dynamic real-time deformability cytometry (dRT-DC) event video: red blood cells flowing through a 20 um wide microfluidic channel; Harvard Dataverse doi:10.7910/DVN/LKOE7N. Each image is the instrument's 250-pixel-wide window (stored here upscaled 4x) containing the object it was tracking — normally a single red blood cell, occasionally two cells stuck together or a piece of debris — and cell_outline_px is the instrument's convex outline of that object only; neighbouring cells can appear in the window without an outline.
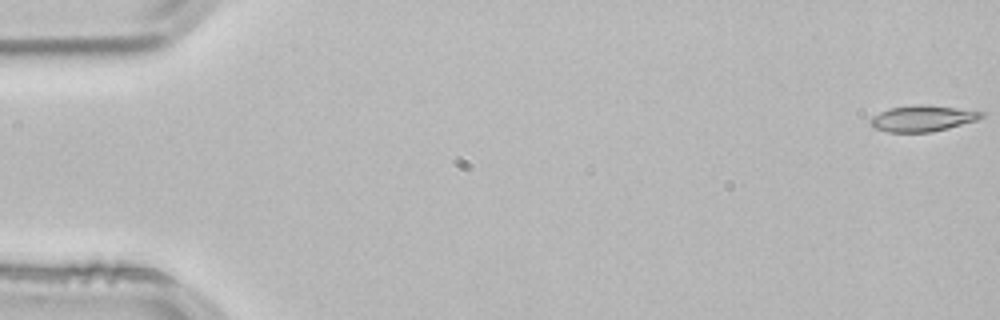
{"species": "common noctule bat (a hibernating species)", "species_latin": "Nyctalus noctula", "temperature_condition": "room temperature", "stored_images_in_passage": 53, "camera_frame_rate_fps": 3000, "um_per_image_px": 0.085, "animal": {"sex": "male", "body_mass_g": 21.5, "forearm_length_mm": 52.0}, "frame": {"image": 1, "passage_image": 1, "time_ms": 0.0, "image_size_px": [1000, 320], "cell_outline_px": [[984, 116], [976, 120], [948, 128], [928, 132], [888, 132], [872, 128], [868, 124], [872, 116], [888, 108], [912, 104], [928, 104], [984, 112]], "centroid_in_image_um": [78.35, 10.05], "position_along_channel_um": 6.7, "area_um2": 16.99}}
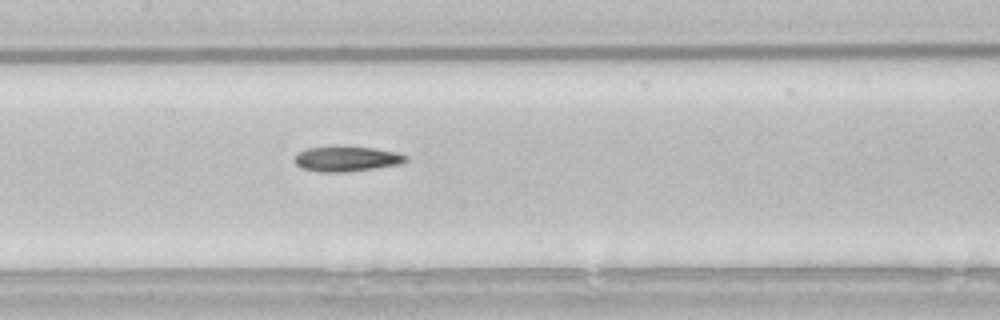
{"frame": {"image": 2, "passage_image": 26, "time_ms": 8.333, "image_size_px": [1000, 320], "cell_outline_px": [[408, 160], [400, 164], [344, 172], [324, 172], [300, 168], [296, 164], [296, 156], [300, 152], [308, 148], [328, 144], [336, 144], [372, 148], [396, 152], [408, 156]], "centroid_in_image_um": [29.45, 13.46], "position_along_channel_um": 178.0, "area_um2": 16.59}}
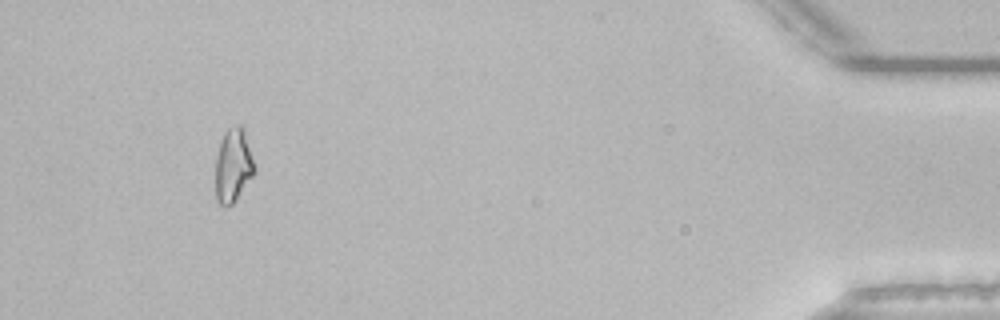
{"frame": {"image": 3, "passage_image": 50, "time_ms": 16.333, "image_size_px": [1000, 320], "cell_outline_px": [[256, 172], [236, 200], [232, 204], [220, 204], [216, 200], [216, 156], [220, 140], [224, 132], [228, 128], [236, 124], [240, 124], [244, 128]], "centroid_in_image_um": [19.82, 14.03], "position_along_channel_um": 415.4, "area_um2": 16.76}, "authors_computed_cell_mechanics": {"area_um2": 16.4152, "velocity_mm_per_s": 3.8557, "shape_relaxation_time_tau1_ms": null, "shape_relaxation_time_tau2_ms": 7.8088, "deformation_change_tau1": null, "deformation_change_tau2": 0.1712}}